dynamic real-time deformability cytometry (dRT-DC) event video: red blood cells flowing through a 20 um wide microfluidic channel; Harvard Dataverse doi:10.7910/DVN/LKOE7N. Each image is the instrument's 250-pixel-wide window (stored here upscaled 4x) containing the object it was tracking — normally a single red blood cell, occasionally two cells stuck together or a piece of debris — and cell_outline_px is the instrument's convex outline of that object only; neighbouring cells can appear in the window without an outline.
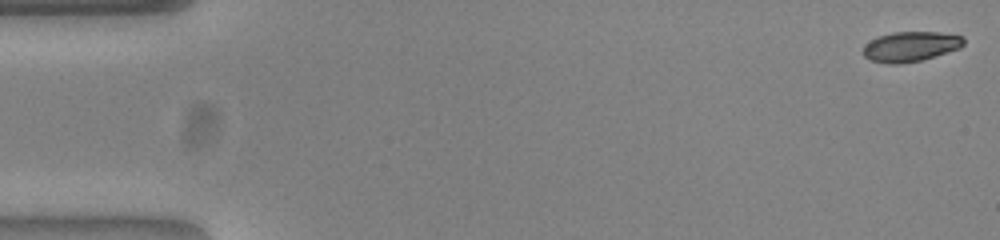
{"species": "common noctule bat (a hibernating species)", "species_latin": "Nyctalus noctula", "temperature_condition": "warm", "stored_images_in_passage": 53, "camera_frame_rate_fps": 3000, "um_per_image_px": 0.085, "animal": {"sex": "female", "body_mass_g": 23.0, "forearm_length_mm": 53.4}, "frame": {"image": 1, "passage_image": 1, "time_ms": 0.0, "image_size_px": [1000, 240], "cell_outline_px": [[964, 44], [960, 48], [920, 60], [900, 64], [888, 64], [872, 60], [864, 56], [864, 44], [876, 36], [892, 32], [940, 32], [964, 36]], "centroid_in_image_um": [77.39, 3.94], "position_along_channel_um": 7.6, "area_um2": 17.57}}
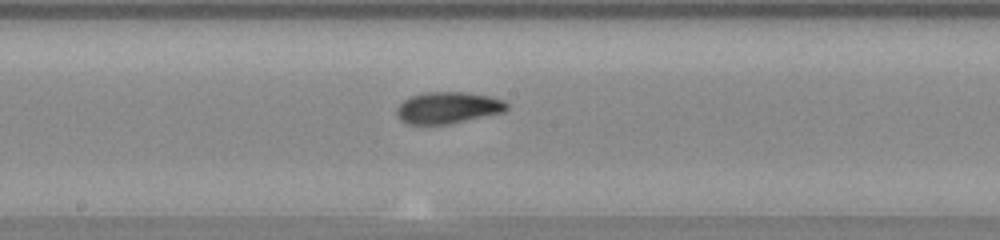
{"frame": {"image": 2, "passage_image": 28, "time_ms": 9.0, "image_size_px": [1000, 240], "cell_outline_px": [[508, 108], [504, 112], [448, 124], [408, 124], [400, 120], [396, 112], [396, 108], [408, 96], [424, 92], [464, 92], [492, 96], [504, 100], [508, 104]], "centroid_in_image_um": [38.07, 9.14], "position_along_channel_um": 210.1, "area_um2": 20.4}}
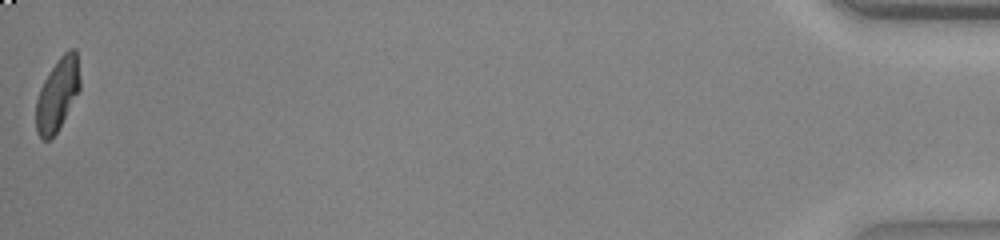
{"frame": {"image": 3, "passage_image": 53, "time_ms": 17.333, "image_size_px": [1000, 240], "cell_outline_px": [[80, 88], [56, 132], [48, 140], [44, 140], [36, 132], [36, 100], [40, 88], [44, 80], [56, 60], [68, 48], [76, 48], [80, 76]], "centroid_in_image_um": [4.88, 7.96], "position_along_channel_um": 430.3, "area_um2": 18.38}, "authors_computed_cell_mechanics": {"area_um2": 19.652, "velocity_mm_per_s": 3.8664, "shape_relaxation_time_tau1_ms": 4.517, "shape_relaxation_time_tau2_ms": 1.7122, "deformation_change_tau1": 0.1786, "deformation_change_tau2": 0.0686}}